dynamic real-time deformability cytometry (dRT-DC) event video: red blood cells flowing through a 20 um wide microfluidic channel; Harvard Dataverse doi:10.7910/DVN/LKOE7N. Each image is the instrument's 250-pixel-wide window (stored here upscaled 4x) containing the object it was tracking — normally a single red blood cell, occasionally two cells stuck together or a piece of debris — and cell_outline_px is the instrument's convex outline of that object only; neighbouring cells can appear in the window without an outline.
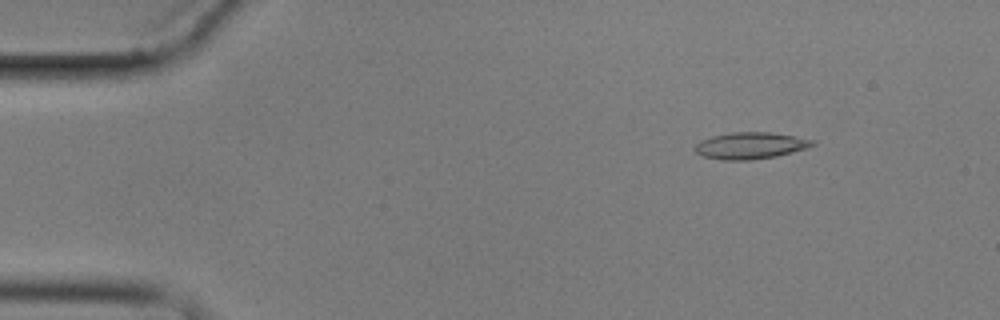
{"species": "common noctule bat (a hibernating species)", "species_latin": "Nyctalus noctula", "temperature_condition": "cold", "stored_images_in_passage": 6, "camera_frame_rate_fps": 3000, "um_per_image_px": 0.085, "animal": {"sex": "male", "body_mass_g": 17.9}, "frame": {"image": 1, "passage_image": 2, "time_ms": 1.333, "image_size_px": [1000, 320], "cell_outline_px": [[816, 144], [808, 148], [776, 156], [752, 160], [724, 160], [704, 156], [696, 152], [692, 148], [700, 140], [712, 136], [732, 132], [768, 132], [816, 140]], "centroid_in_image_um": [63.78, 12.38], "position_along_channel_um": 21.2, "area_um2": 18.26}}
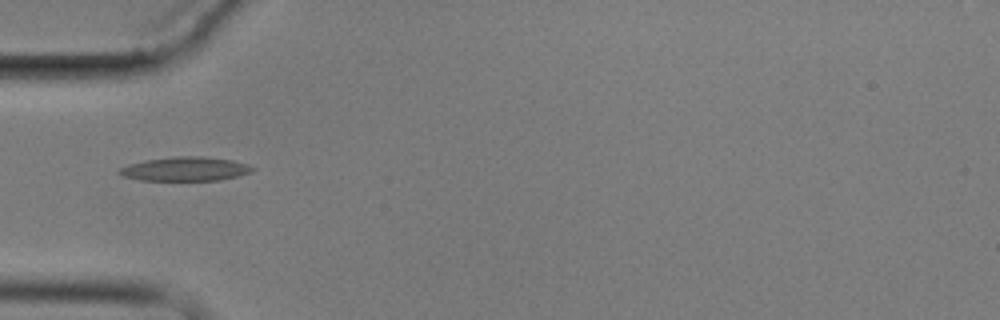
{"frame": {"image": 2, "passage_image": 5, "time_ms": 5.0, "image_size_px": [1000, 320], "cell_outline_px": [[256, 168], [252, 172], [220, 180], [140, 180], [124, 176], [116, 172], [120, 168], [128, 164], [148, 160], [176, 156], [204, 156], [232, 160], [248, 164]], "centroid_in_image_um": [15.77, 14.35], "position_along_channel_um": 69.2, "area_um2": 18.55}}
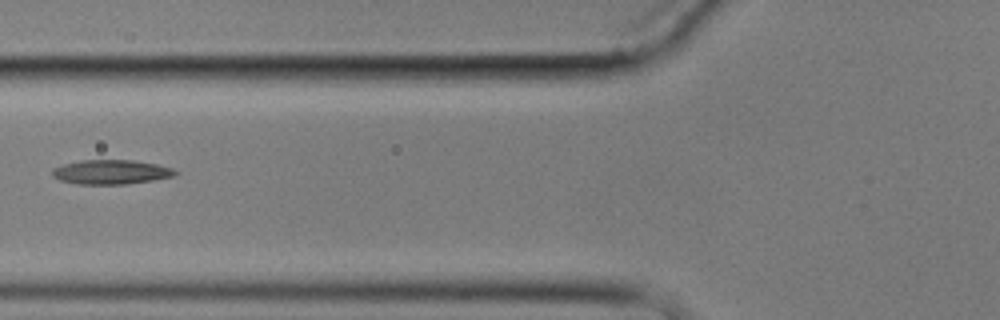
{"frame": {"image": 3, "passage_image": 6, "time_ms": 6.333, "image_size_px": [1000, 320], "cell_outline_px": [[180, 172], [176, 176], [152, 180], [124, 184], [76, 184], [60, 180], [52, 176], [52, 168], [64, 164], [80, 160], [132, 160], [156, 164], [172, 168]], "centroid_in_image_um": [9.44, 14.62], "position_along_channel_um": 116.4, "area_um2": 17.51}}